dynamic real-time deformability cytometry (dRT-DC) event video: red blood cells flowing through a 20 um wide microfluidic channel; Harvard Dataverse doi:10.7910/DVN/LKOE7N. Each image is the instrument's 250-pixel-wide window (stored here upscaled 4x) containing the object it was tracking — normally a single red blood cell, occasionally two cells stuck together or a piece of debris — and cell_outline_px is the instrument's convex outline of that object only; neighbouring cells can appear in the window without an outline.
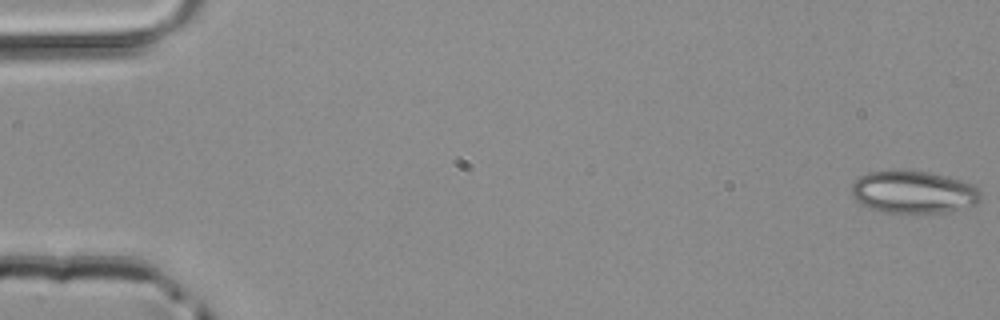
{"species": "common noctule bat (a hibernating species)", "species_latin": "Nyctalus noctula", "temperature_condition": "room temperature", "stored_images_in_passage": 49, "camera_frame_rate_fps": 3000, "um_per_image_px": 0.085, "animal": {"sex": "male", "body_mass_g": 20.4}, "frame": {"image": 1, "passage_image": 1, "time_ms": 0.0, "image_size_px": [1000, 320], "cell_outline_px": [[980, 200], [976, 204], [944, 212], [884, 212], [860, 204], [852, 196], [852, 184], [860, 176], [868, 172], [896, 168], [900, 168], [928, 172], [960, 180], [972, 184], [980, 192]], "centroid_in_image_um": [77.59, 16.29], "position_along_channel_um": 7.4, "area_um2": 32.02}}
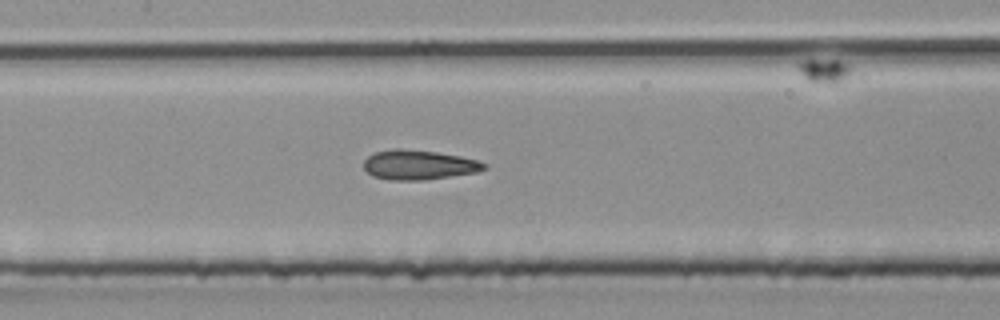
{"frame": {"image": 2, "passage_image": 24, "time_ms": 7.667, "image_size_px": [1000, 320], "cell_outline_px": [[488, 168], [476, 172], [424, 180], [388, 180], [372, 176], [364, 168], [364, 160], [368, 156], [376, 152], [396, 148], [400, 148], [436, 152], [460, 156], [480, 160], [488, 164]], "centroid_in_image_um": [35.62, 14.01], "position_along_channel_um": 171.8, "area_um2": 20.87}}
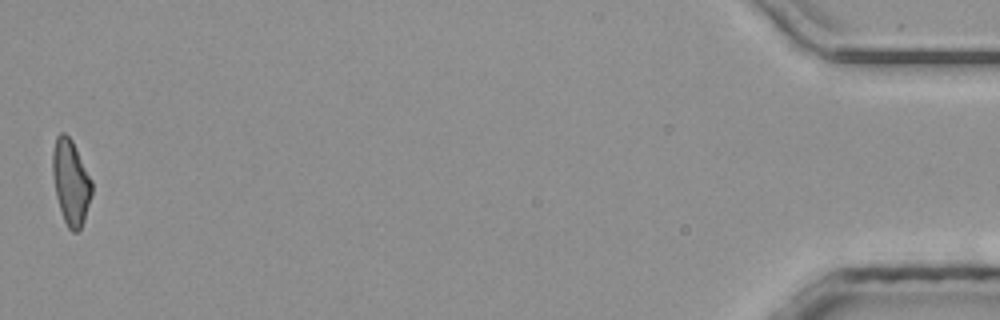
{"frame": {"image": 3, "passage_image": 49, "time_ms": 16.0, "image_size_px": [1000, 320], "cell_outline_px": [[92, 196], [84, 220], [80, 228], [76, 232], [72, 232], [68, 228], [64, 220], [56, 196], [52, 172], [52, 152], [56, 136], [60, 132], [64, 132], [72, 140], [92, 180]], "centroid_in_image_um": [6.02, 15.47], "position_along_channel_um": 429.2, "area_um2": 19.48}}